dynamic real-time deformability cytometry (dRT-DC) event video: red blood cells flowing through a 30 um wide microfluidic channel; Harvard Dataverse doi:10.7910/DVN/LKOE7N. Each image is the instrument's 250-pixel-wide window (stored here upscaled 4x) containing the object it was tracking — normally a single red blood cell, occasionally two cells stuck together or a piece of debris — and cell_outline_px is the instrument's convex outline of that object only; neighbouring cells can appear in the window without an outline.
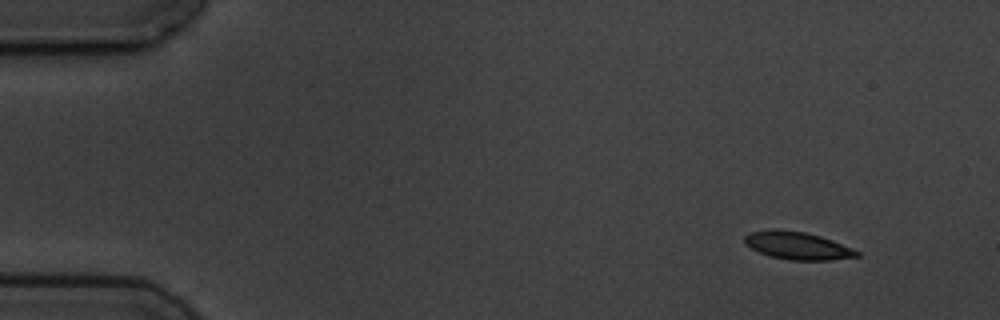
{"species": "common noctule bat (a hibernating species)", "species_latin": "Nyctalus noctula", "temperature_condition": "cold", "stored_images_in_passage": 4, "camera_frame_rate_fps": 3000, "um_per_image_px": 0.085, "animal": {"sex": "male", "body_mass_g": 19.5, "forearm_length_mm": 54.6}, "frame": {"image": 1, "passage_image": 1, "time_ms": 0.0, "image_size_px": [1000, 320], "cell_outline_px": [[860, 256], [832, 260], [788, 260], [772, 256], [760, 252], [744, 244], [744, 236], [752, 232], [776, 228], [804, 232], [820, 236], [832, 240], [852, 248], [860, 252]], "centroid_in_image_um": [67.79, 20.88], "position_along_channel_um": 17.2, "area_um2": 18.03}}
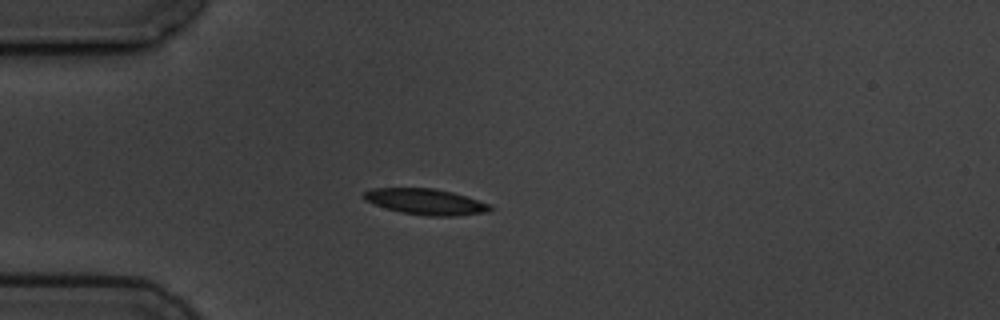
{"frame": {"image": 2, "passage_image": 4, "time_ms": 3.333, "image_size_px": [1000, 320], "cell_outline_px": [[496, 208], [488, 212], [456, 216], [428, 216], [400, 212], [364, 200], [364, 192], [372, 188], [432, 188], [452, 192], [488, 204]], "centroid_in_image_um": [36.21, 17.15], "position_along_channel_um": 48.8, "area_um2": 18.84}}